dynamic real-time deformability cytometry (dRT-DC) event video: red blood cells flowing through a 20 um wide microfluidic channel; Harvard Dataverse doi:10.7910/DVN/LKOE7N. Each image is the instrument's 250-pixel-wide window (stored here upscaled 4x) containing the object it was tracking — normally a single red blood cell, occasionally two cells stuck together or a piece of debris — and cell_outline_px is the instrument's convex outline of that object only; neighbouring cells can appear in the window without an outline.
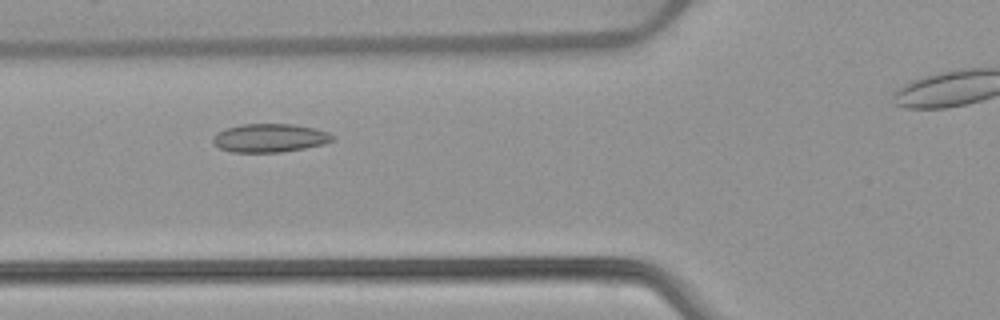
{"species": "common noctule bat (a hibernating species)", "species_latin": "Nyctalus noctula", "temperature_condition": "warm", "stored_images_in_passage": 40, "camera_frame_rate_fps": 3000, "um_per_image_px": 0.085, "animal": {"sex": "female", "body_mass_g": 22.7, "forearm_length_mm": 54.2}, "frame": {"image": 1, "passage_image": 13, "time_ms": 4.0, "image_size_px": [1000, 320], "cell_outline_px": [[336, 140], [324, 144], [304, 148], [280, 152], [232, 152], [220, 148], [212, 140], [212, 136], [216, 132], [240, 124], [296, 124], [328, 132], [336, 136]], "centroid_in_image_um": [22.96, 11.72], "position_along_channel_um": 102.8, "area_um2": 19.88}}
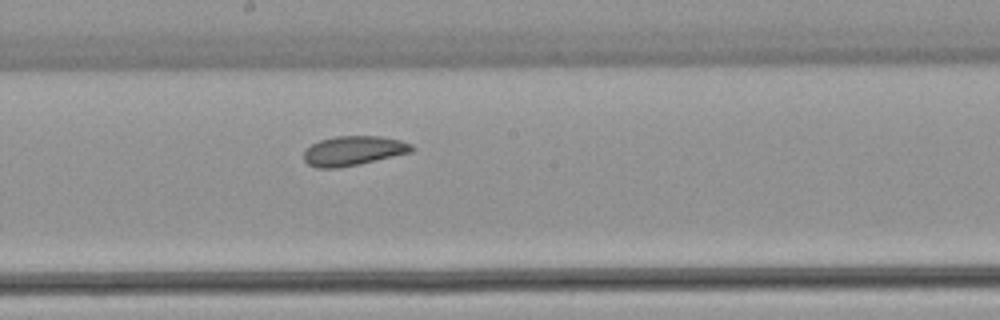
{"frame": {"image": 2, "passage_image": 22, "time_ms": 7.0, "image_size_px": [1000, 320], "cell_outline_px": [[416, 148], [412, 152], [360, 164], [336, 168], [316, 168], [308, 164], [304, 160], [304, 152], [312, 144], [320, 140], [336, 136], [380, 136], [400, 140], [412, 144]], "centroid_in_image_um": [30.06, 12.82], "position_along_channel_um": 218.1, "area_um2": 18.61}}
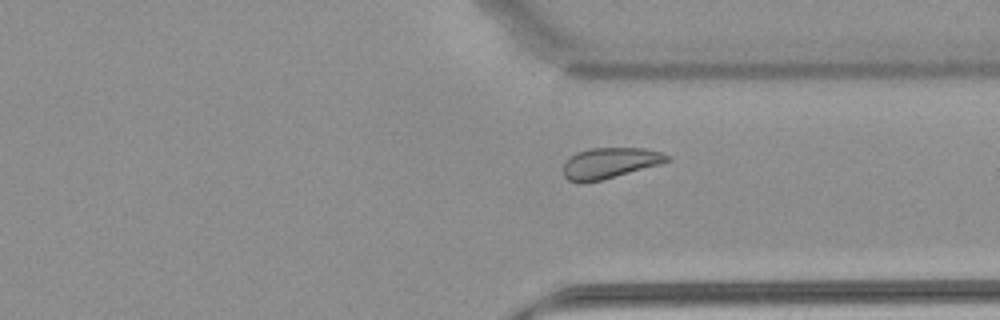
{"frame": {"image": 3, "passage_image": 33, "time_ms": 10.667, "image_size_px": [1000, 320], "cell_outline_px": [[672, 156], [668, 160], [660, 164], [604, 180], [584, 184], [568, 180], [564, 176], [564, 164], [576, 152], [592, 148], [644, 148], [660, 152]], "centroid_in_image_um": [51.83, 13.88], "position_along_channel_um": 359.6, "area_um2": 18.67}, "authors_computed_cell_mechanics": {"area_um2": 19.4786, "velocity_mm_per_s": 3.8519, "shape_relaxation_time_tau1_ms": 5.9141, "shape_relaxation_time_tau2_ms": 2.5286, "deformation_change_tau1": 0.0814, "deformation_change_tau2": 0.0762}}